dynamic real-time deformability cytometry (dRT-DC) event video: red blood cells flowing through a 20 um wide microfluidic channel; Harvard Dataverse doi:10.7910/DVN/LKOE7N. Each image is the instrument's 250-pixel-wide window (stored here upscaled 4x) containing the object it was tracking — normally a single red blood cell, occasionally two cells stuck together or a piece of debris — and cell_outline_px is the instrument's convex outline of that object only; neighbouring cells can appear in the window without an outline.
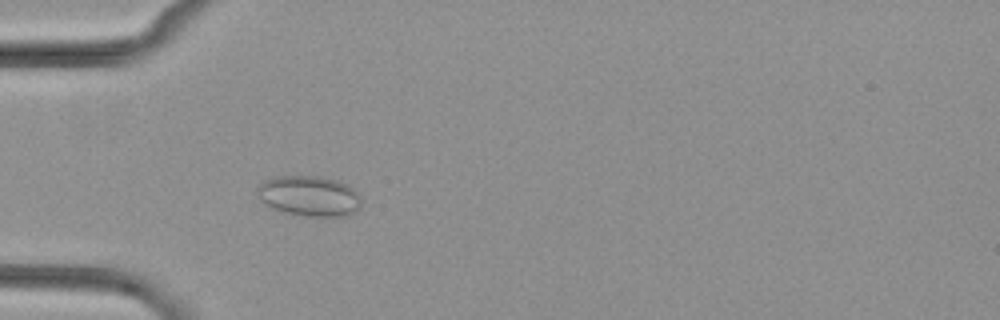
{"species": "common noctule bat (a hibernating species)", "species_latin": "Nyctalus noctula", "temperature_condition": "cold", "stored_images_in_passage": 4, "camera_frame_rate_fps": 3000, "um_per_image_px": 0.085, "animal": {"sex": "female", "body_mass_g": 29.2, "forearm_length_mm": 56.3}, "frame": {"image": 1, "passage_image": 4, "time_ms": 4.667, "image_size_px": [1000, 320], "cell_outline_px": [[360, 208], [344, 216], [304, 216], [284, 212], [272, 208], [264, 204], [260, 200], [256, 192], [260, 184], [264, 180], [276, 176], [320, 176], [336, 180], [348, 184], [360, 196]], "centroid_in_image_um": [26.26, 16.65], "position_along_channel_um": 58.7, "area_um2": 24.57}}